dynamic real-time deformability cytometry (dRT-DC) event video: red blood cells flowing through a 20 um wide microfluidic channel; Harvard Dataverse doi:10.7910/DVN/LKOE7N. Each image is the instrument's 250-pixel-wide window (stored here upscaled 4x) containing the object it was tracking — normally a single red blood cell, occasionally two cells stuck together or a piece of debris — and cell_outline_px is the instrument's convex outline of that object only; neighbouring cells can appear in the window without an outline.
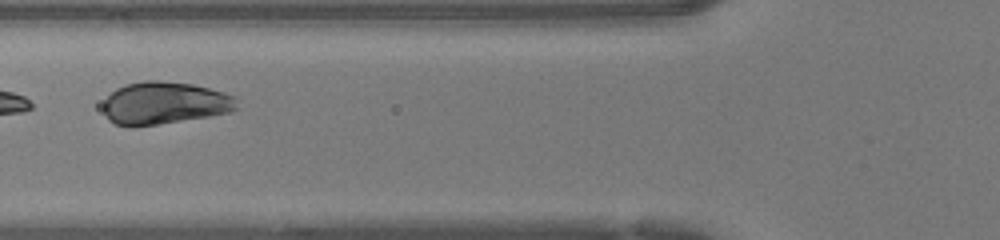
{"species": "human", "species_latin": "Homo sapiens", "temperature_condition": "warm", "stored_images_in_passage": 26, "camera_frame_rate_fps": 3000, "um_per_image_px": 0.085, "donor": {"sex": "female"}, "frame": {"image": 1, "passage_image": 10, "time_ms": 3.0, "image_size_px": [1000, 240], "cell_outline_px": [[236, 108], [232, 112], [208, 116], [156, 124], [116, 124], [108, 120], [104, 112], [104, 100], [116, 88], [124, 84], [144, 80], [160, 80], [192, 84], [224, 92], [236, 96]], "centroid_in_image_um": [14.0, 8.72], "position_along_channel_um": 111.8, "area_um2": 32.6}}
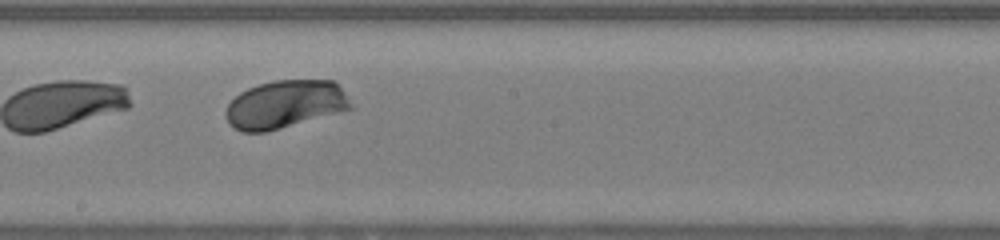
{"frame": {"image": 2, "passage_image": 18, "time_ms": 5.667, "image_size_px": [1000, 240], "cell_outline_px": [[352, 108], [340, 112], [280, 128], [264, 132], [240, 132], [228, 124], [224, 116], [224, 112], [228, 104], [240, 92], [248, 88], [260, 84], [276, 80], [336, 80], [352, 104]], "centroid_in_image_um": [24.21, 8.87], "position_along_channel_um": 224.0, "area_um2": 34.97}}
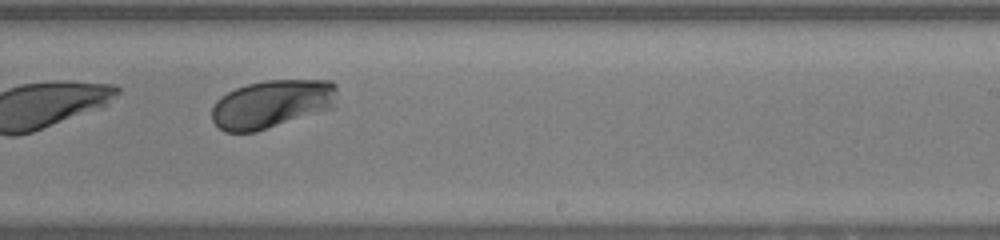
{"frame": {"image": 3, "passage_image": 21, "time_ms": 6.667, "image_size_px": [1000, 240], "cell_outline_px": [[336, 108], [256, 132], [224, 132], [212, 120], [212, 108], [216, 100], [220, 96], [236, 88], [248, 84], [264, 80], [332, 80], [336, 84]], "centroid_in_image_um": [23.15, 8.84], "position_along_channel_um": 265.9, "area_um2": 35.72}}